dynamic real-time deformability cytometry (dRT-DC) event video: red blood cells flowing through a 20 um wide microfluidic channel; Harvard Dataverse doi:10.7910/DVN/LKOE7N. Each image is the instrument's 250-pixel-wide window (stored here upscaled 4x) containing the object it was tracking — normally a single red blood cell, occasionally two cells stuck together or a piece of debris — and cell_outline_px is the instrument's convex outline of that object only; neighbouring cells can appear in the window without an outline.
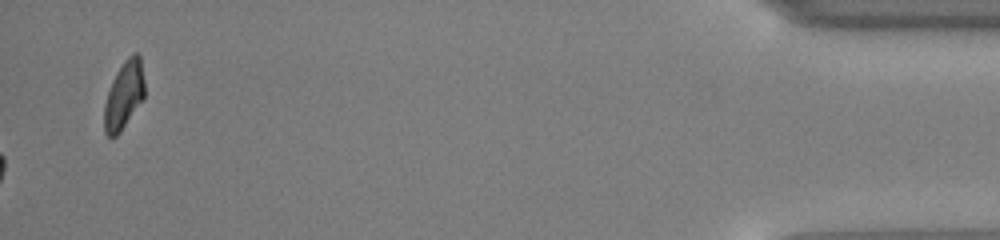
{"species": "common noctule bat (a hibernating species)", "species_latin": "Nyctalus noctula", "temperature_condition": "cold", "stored_images_in_passage": 53, "camera_frame_rate_fps": 3000, "um_per_image_px": 0.085, "animal": {"sex": "male", "body_mass_g": 13.0, "forearm_length_mm": 53.1}, "frame": {"image": 1, "passage_image": 53, "time_ms": 17.333, "image_size_px": [1000, 240], "cell_outline_px": [[144, 96], [120, 132], [112, 140], [104, 132], [104, 104], [112, 80], [124, 60], [132, 52], [136, 52], [140, 56], [144, 80]], "centroid_in_image_um": [10.52, 8.08], "position_along_channel_um": 424.7, "area_um2": 15.84}, "authors_computed_cell_mechanics": {"area_um2": 18.5538, "velocity_mm_per_s": 3.8951, "shape_relaxation_time_tau1_ms": 2.2252, "shape_relaxation_time_tau2_ms": null, "deformation_change_tau1": 0.1076, "deformation_change_tau2": null}}